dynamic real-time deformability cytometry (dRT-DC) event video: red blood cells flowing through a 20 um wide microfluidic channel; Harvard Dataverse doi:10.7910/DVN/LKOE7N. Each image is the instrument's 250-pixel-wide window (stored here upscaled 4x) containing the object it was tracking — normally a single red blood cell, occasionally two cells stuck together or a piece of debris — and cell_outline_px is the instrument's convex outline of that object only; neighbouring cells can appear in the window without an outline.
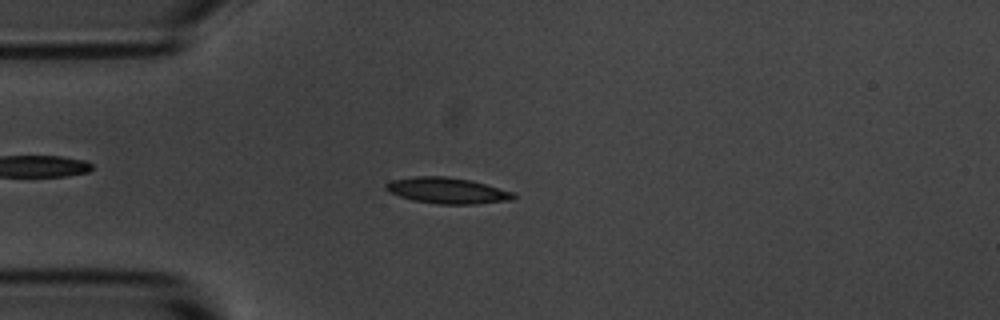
{"species": "common noctule bat (a hibernating species)", "species_latin": "Nyctalus noctula", "temperature_condition": "room temperature", "stored_images_in_passage": 53, "camera_frame_rate_fps": 3000, "um_per_image_px": 0.085, "animal": {"sex": "male", "body_mass_g": 20.1, "forearm_length_mm": 53.5}, "frame": {"image": 1, "passage_image": 13, "time_ms": 4.0, "image_size_px": [1000, 320], "cell_outline_px": [[516, 196], [512, 200], [472, 204], [440, 204], [412, 200], [388, 192], [384, 188], [384, 184], [392, 180], [416, 176], [448, 176], [472, 180], [516, 192]], "centroid_in_image_um": [38.04, 16.19], "position_along_channel_um": 47.0, "area_um2": 19.54}}
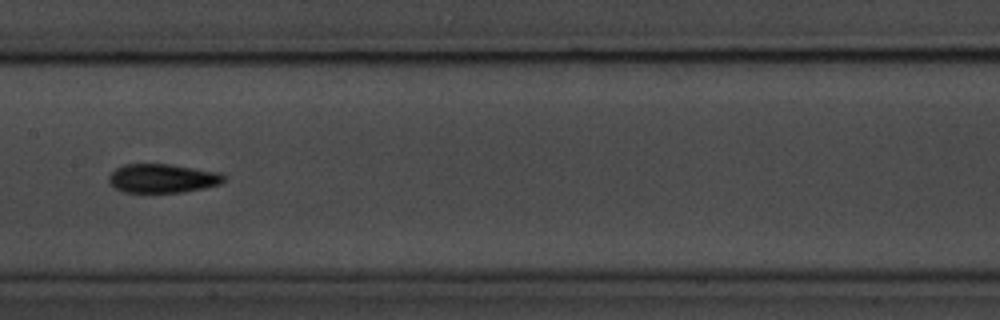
{"frame": {"image": 2, "passage_image": 26, "time_ms": 8.333, "image_size_px": [1000, 320], "cell_outline_px": [[224, 180], [220, 184], [204, 188], [180, 192], [124, 192], [108, 184], [108, 176], [116, 168], [124, 164], [172, 164], [220, 172], [224, 176]], "centroid_in_image_um": [13.79, 15.15], "position_along_channel_um": 193.6, "area_um2": 19.42}}
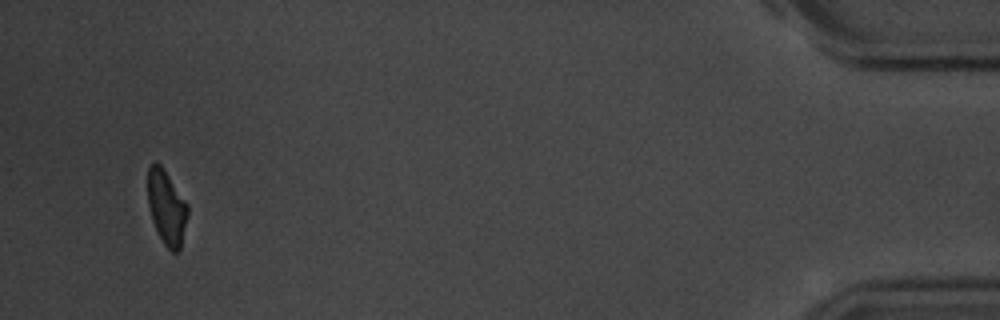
{"frame": {"image": 3, "passage_image": 51, "time_ms": 16.667, "image_size_px": [1000, 320], "cell_outline_px": [[188, 212], [180, 252], [172, 252], [164, 244], [152, 220], [148, 204], [148, 168], [152, 164], [160, 164], [188, 204]], "centroid_in_image_um": [14.17, 17.67], "position_along_channel_um": 421.0, "area_um2": 17.05}, "authors_computed_cell_mechanics": {"area_um2": 18.2648, "velocity_mm_per_s": 3.6809, "shape_relaxation_time_tau1_ms": 2.7138, "shape_relaxation_time_tau2_ms": 3.2731, "deformation_change_tau1": 0.1298, "deformation_change_tau2": 0.0865}}